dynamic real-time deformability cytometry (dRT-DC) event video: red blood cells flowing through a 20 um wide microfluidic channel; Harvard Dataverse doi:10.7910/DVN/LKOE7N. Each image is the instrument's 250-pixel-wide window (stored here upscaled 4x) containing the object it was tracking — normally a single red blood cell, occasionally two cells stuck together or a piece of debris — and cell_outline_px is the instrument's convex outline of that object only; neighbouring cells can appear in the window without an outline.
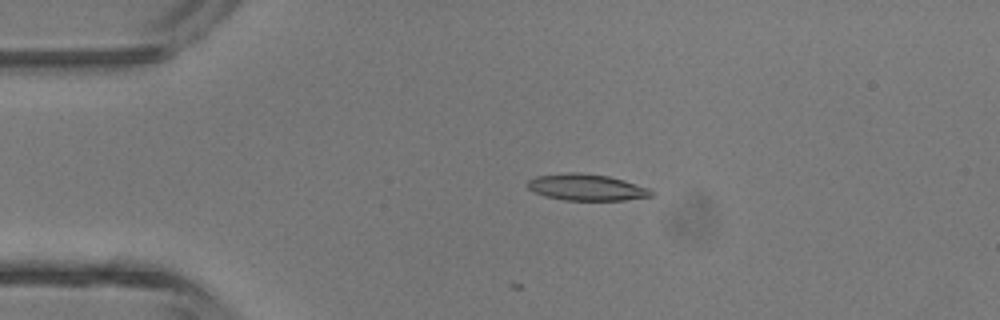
{"species": "common noctule bat (a hibernating species)", "species_latin": "Nyctalus noctula", "temperature_condition": "room temperature", "stored_images_in_passage": 4, "camera_frame_rate_fps": 3000, "um_per_image_px": 0.085, "animal": {"sex": "male", "body_mass_g": 13.3}, "frame": {"image": 1, "passage_image": 3, "time_ms": 2.333, "image_size_px": [1000, 320], "cell_outline_px": [[652, 196], [624, 200], [564, 200], [544, 196], [528, 188], [528, 180], [536, 176], [568, 172], [580, 172], [608, 176], [624, 180], [648, 188], [652, 192]], "centroid_in_image_um": [49.83, 15.91], "position_along_channel_um": 35.2, "area_um2": 18.96}}